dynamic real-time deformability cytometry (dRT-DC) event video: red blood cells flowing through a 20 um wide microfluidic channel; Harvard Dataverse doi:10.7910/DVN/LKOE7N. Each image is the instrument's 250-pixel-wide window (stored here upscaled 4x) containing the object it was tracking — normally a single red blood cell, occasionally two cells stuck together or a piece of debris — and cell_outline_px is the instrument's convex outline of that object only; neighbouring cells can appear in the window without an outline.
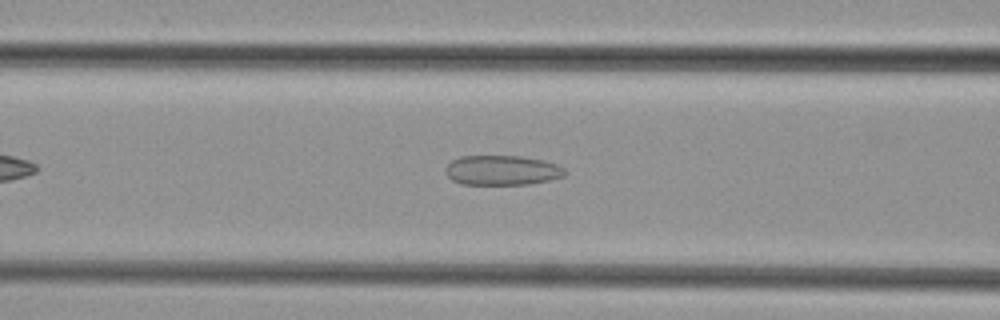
{"species": "common noctule bat (a hibernating species)", "species_latin": "Nyctalus noctula", "temperature_condition": "cold", "stored_images_in_passage": 33, "camera_frame_rate_fps": 3000, "um_per_image_px": 0.085, "animal": {"sex": "female", "body_mass_g": 29.2, "forearm_length_mm": 56.3}, "frame": {"image": 1, "passage_image": 10, "time_ms": 3.0, "image_size_px": [1000, 320], "cell_outline_px": [[568, 172], [564, 176], [532, 184], [464, 184], [452, 180], [444, 172], [444, 168], [452, 160], [460, 156], [520, 156], [544, 160], [556, 164], [564, 168]], "centroid_in_image_um": [42.68, 14.47], "position_along_channel_um": 123.9, "area_um2": 20.81}}
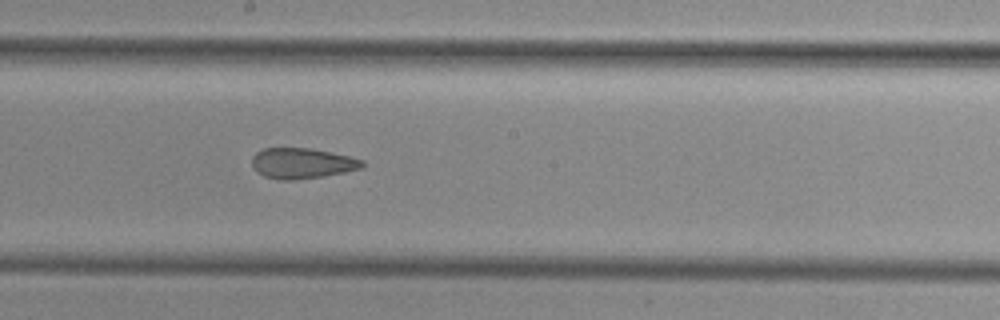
{"frame": {"image": 2, "passage_image": 17, "time_ms": 5.333, "image_size_px": [1000, 320], "cell_outline_px": [[364, 164], [360, 168], [344, 172], [320, 176], [292, 180], [280, 180], [264, 176], [256, 172], [252, 168], [252, 156], [256, 152], [264, 148], [308, 148], [348, 156], [364, 160]], "centroid_in_image_um": [25.61, 13.88], "position_along_channel_um": 222.6, "area_um2": 19.42}}
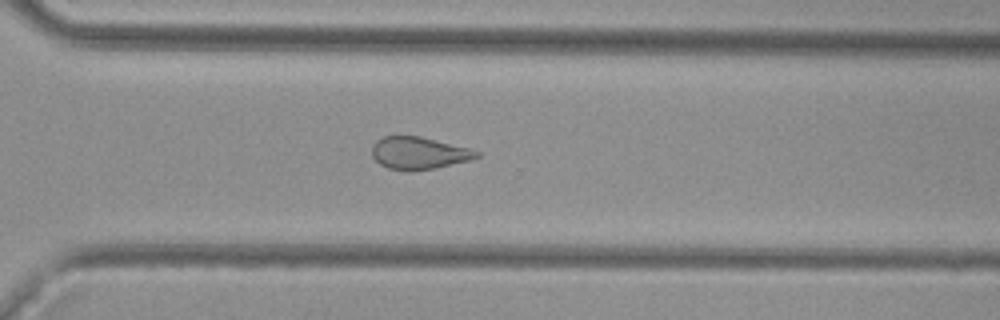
{"frame": {"image": 3, "passage_image": 25, "time_ms": 8.0, "image_size_px": [1000, 320], "cell_outline_px": [[480, 156], [472, 160], [436, 168], [412, 172], [404, 172], [388, 168], [380, 164], [372, 156], [372, 144], [376, 140], [384, 136], [420, 136], [468, 148], [480, 152]], "centroid_in_image_um": [35.59, 13.03], "position_along_channel_um": 335.0, "area_um2": 20.0}}